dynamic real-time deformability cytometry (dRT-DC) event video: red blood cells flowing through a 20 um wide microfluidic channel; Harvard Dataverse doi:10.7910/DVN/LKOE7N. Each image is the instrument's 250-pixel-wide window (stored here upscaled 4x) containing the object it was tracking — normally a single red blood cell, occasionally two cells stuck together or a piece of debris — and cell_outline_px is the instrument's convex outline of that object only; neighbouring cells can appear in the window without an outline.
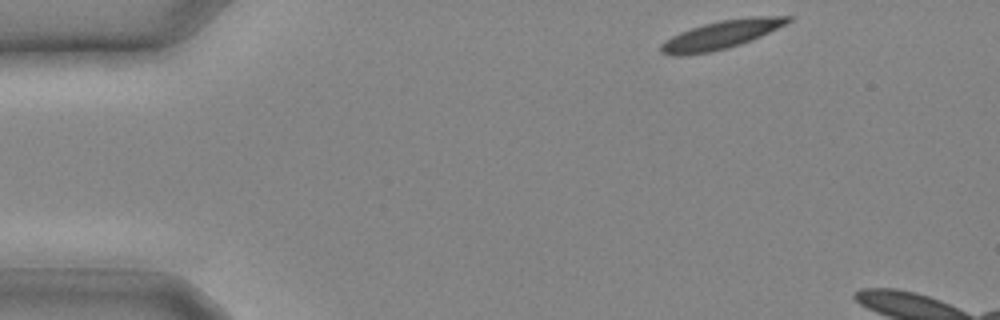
{"species": "common noctule bat (a hibernating species)", "species_latin": "Nyctalus noctula", "temperature_condition": "cold", "stored_images_in_passage": 4, "camera_frame_rate_fps": 3000, "um_per_image_px": 0.085, "animal": {"sex": "male", "body_mass_g": 20.4}, "frame": {"image": 1, "passage_image": 1, "time_ms": 0.0, "image_size_px": [1000, 320], "cell_outline_px": [[792, 20], [752, 40], [728, 48], [712, 52], [680, 56], [668, 56], [660, 52], [660, 44], [664, 40], [680, 32], [704, 24], [720, 20], [752, 16], [792, 16]], "centroid_in_image_um": [61.23, 2.97], "position_along_channel_um": 23.8, "area_um2": 20.98}}